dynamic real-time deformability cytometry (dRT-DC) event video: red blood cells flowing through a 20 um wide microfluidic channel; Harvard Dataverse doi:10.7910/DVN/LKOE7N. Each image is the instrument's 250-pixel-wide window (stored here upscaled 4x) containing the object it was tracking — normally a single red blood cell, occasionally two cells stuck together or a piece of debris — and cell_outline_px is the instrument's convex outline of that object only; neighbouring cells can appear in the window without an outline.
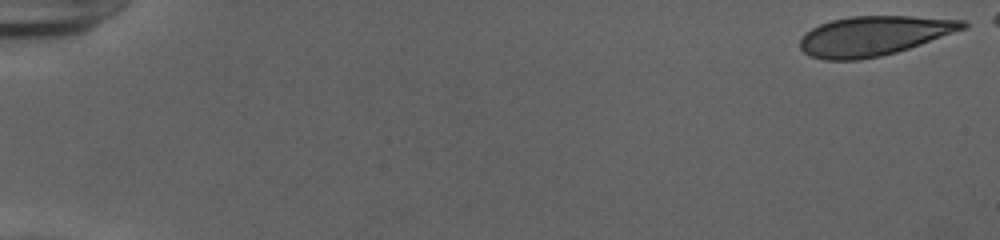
{"species": "human", "species_latin": "Homo sapiens", "temperature_condition": "cold", "stored_images_in_passage": 51, "camera_frame_rate_fps": 3000, "um_per_image_px": 0.085, "donor": {"sex": "female"}, "frame": {"image": 1, "passage_image": 1, "time_ms": 0.0, "image_size_px": [1000, 240], "cell_outline_px": [[968, 28], [896, 52], [880, 56], [860, 60], [824, 60], [812, 56], [804, 52], [800, 48], [800, 40], [804, 32], [820, 24], [832, 20], [852, 16], [912, 16], [968, 20]], "centroid_in_image_um": [74.3, 3.04], "position_along_channel_um": 10.7, "area_um2": 37.63}}
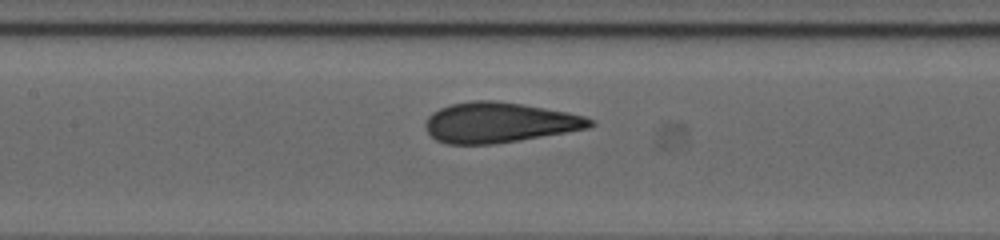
{"frame": {"image": 2, "passage_image": 26, "time_ms": 8.333, "image_size_px": [1000, 240], "cell_outline_px": [[596, 124], [588, 128], [496, 144], [448, 144], [436, 140], [424, 128], [424, 120], [432, 112], [440, 108], [452, 104], [472, 100], [492, 100], [520, 104], [568, 112], [584, 116], [592, 120]], "centroid_in_image_um": [42.39, 10.42], "position_along_channel_um": 165.0, "area_um2": 38.49}}
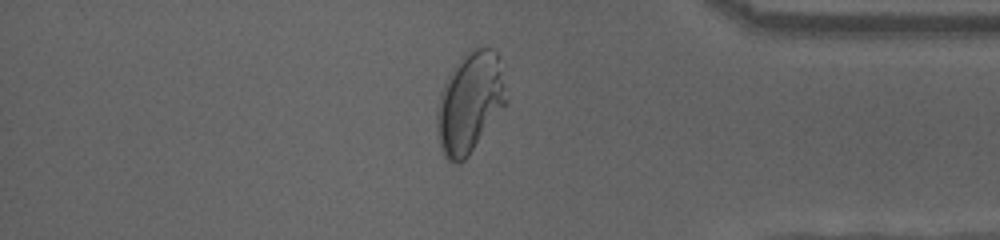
{"frame": {"image": 3, "passage_image": 45, "time_ms": 14.667, "image_size_px": [1000, 240], "cell_outline_px": [[508, 100], [468, 156], [460, 164], [456, 164], [448, 160], [444, 156], [440, 148], [436, 124], [436, 112], [440, 92], [448, 76], [456, 64], [476, 48], [488, 48], [496, 52], [508, 96]], "centroid_in_image_um": [39.91, 8.78], "position_along_channel_um": 395.3, "area_um2": 39.82}}